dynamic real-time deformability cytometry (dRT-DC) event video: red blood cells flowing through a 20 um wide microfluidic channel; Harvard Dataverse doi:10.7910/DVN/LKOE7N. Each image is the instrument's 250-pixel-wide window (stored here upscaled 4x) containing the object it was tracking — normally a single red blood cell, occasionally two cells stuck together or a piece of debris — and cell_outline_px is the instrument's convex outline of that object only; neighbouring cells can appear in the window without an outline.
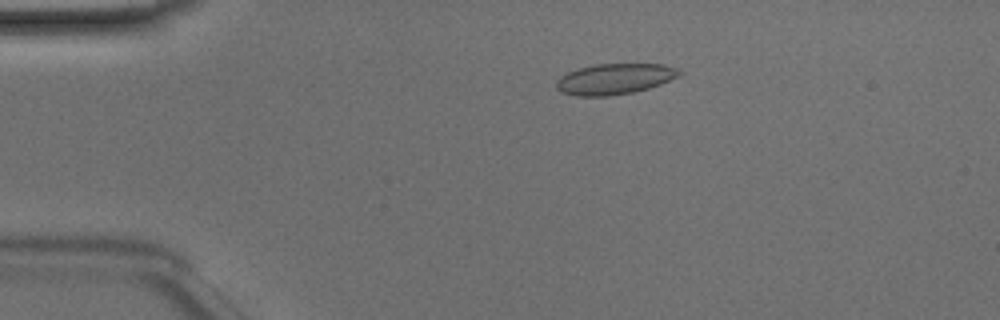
{"species": "Egyptian fruit bat (a non-hibernating species)", "species_latin": "Rousettus aegyptiacus", "temperature_condition": "room temperature", "stored_images_in_passage": 40, "camera_frame_rate_fps": 3000, "um_per_image_px": 0.085, "animal": {"sex": "male"}, "frame": {"image": 1, "passage_image": 1, "time_ms": 0.0, "image_size_px": [1000, 320], "cell_outline_px": [[684, 72], [680, 76], [660, 84], [648, 88], [632, 92], [608, 96], [576, 96], [560, 92], [556, 88], [556, 80], [560, 76], [568, 72], [580, 68], [596, 64], [664, 64], [676, 68]], "centroid_in_image_um": [52.24, 6.71], "position_along_channel_um": 32.8, "area_um2": 22.08}}
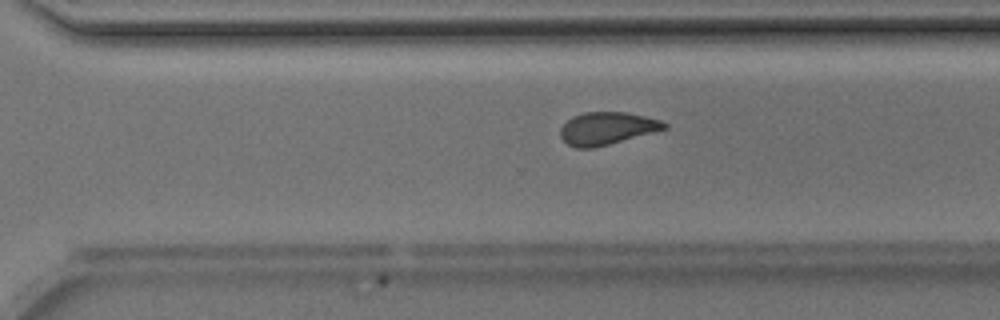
{"frame": {"image": 2, "passage_image": 25, "time_ms": 8.0, "image_size_px": [1000, 320], "cell_outline_px": [[668, 128], [608, 144], [592, 148], [576, 148], [568, 144], [560, 136], [560, 128], [572, 116], [584, 112], [624, 112], [644, 116], [660, 120], [668, 124]], "centroid_in_image_um": [51.57, 10.9], "position_along_channel_um": 319.0, "area_um2": 19.48}}
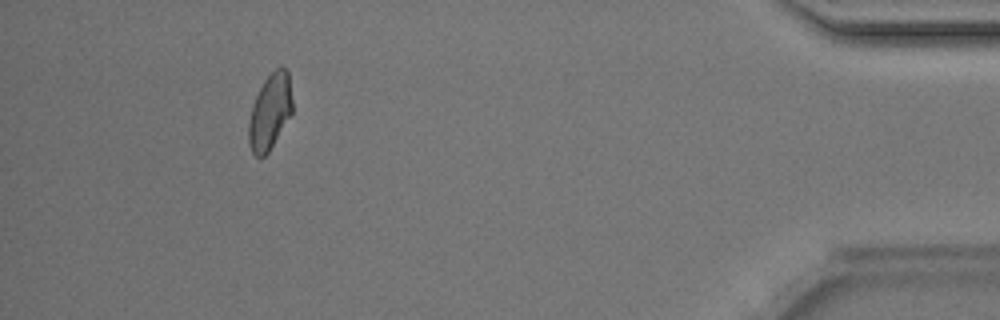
{"frame": {"image": 3, "passage_image": 36, "time_ms": 11.667, "image_size_px": [1000, 320], "cell_outline_px": [[292, 112], [268, 152], [260, 160], [252, 152], [248, 144], [248, 120], [252, 104], [264, 80], [276, 68], [284, 68], [288, 72], [292, 100]], "centroid_in_image_um": [22.91, 9.53], "position_along_channel_um": 412.3, "area_um2": 19.13}, "authors_computed_cell_mechanics": {"area_um2": 20.1722, "velocity_mm_per_s": 4.1794, "shape_relaxation_time_tau1_ms": 8.5867, "shape_relaxation_time_tau2_ms": 1.7213, "deformation_change_tau1": 0.1501, "deformation_change_tau2": 0.0673}}